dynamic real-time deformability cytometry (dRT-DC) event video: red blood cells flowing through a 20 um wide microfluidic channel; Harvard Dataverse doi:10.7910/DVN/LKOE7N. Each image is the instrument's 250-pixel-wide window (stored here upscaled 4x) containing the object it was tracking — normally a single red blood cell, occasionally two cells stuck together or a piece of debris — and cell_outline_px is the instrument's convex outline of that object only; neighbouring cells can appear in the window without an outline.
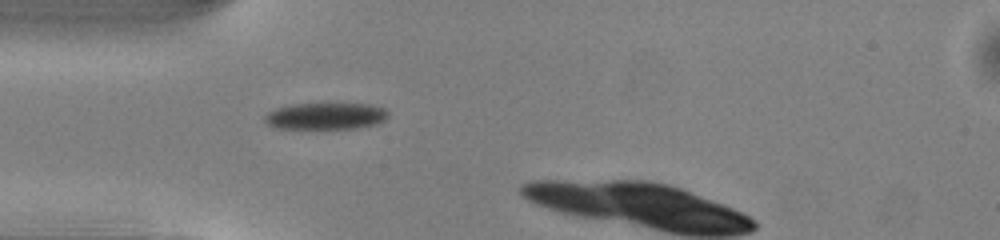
{"species": "common noctule bat (a hibernating species)", "species_latin": "Nyctalus noctula", "temperature_condition": "warm", "stored_images_in_passage": 8, "camera_frame_rate_fps": 3000, "um_per_image_px": 0.085, "animal": {"sex": "male", "body_mass_g": 13.0, "forearm_length_mm": 53.1}, "frame": {"image": 1, "passage_image": 1, "time_ms": 0.0, "image_size_px": [1000, 240], "cell_outline_px": [[388, 116], [384, 120], [376, 124], [356, 128], [272, 128], [264, 120], [264, 116], [268, 112], [276, 108], [292, 104], [372, 104], [384, 108], [388, 112]], "centroid_in_image_um": [27.67, 9.86], "position_along_channel_um": 57.3, "area_um2": 19.13}}
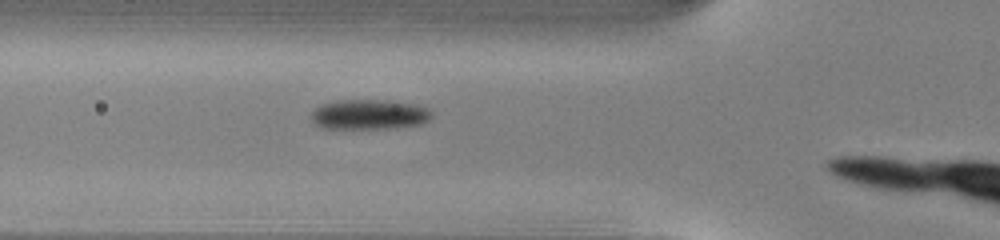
{"frame": {"image": 2, "passage_image": 4, "time_ms": 1.0, "image_size_px": [1000, 240], "cell_outline_px": [[432, 116], [428, 120], [420, 124], [396, 128], [320, 128], [312, 120], [312, 112], [316, 108], [324, 104], [336, 100], [384, 100], [416, 104], [428, 108], [432, 112]], "centroid_in_image_um": [31.41, 9.73], "position_along_channel_um": 94.4, "area_um2": 20.98}}
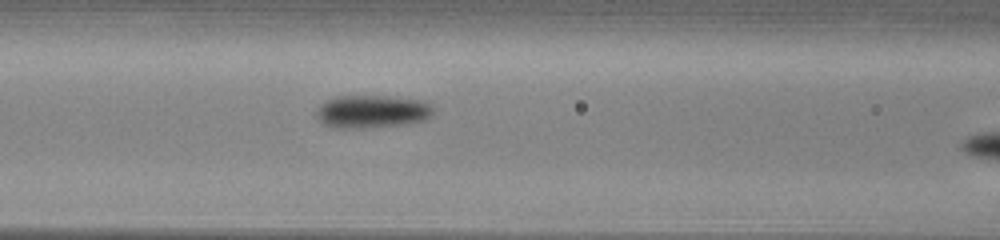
{"frame": {"image": 3, "passage_image": 7, "time_ms": 2.0, "image_size_px": [1000, 240], "cell_outline_px": [[432, 112], [424, 120], [404, 124], [364, 128], [336, 128], [324, 124], [316, 116], [316, 108], [320, 104], [336, 96], [384, 96], [416, 100], [428, 104], [432, 108]], "centroid_in_image_um": [31.53, 9.49], "position_along_channel_um": 135.1, "area_um2": 22.02}}